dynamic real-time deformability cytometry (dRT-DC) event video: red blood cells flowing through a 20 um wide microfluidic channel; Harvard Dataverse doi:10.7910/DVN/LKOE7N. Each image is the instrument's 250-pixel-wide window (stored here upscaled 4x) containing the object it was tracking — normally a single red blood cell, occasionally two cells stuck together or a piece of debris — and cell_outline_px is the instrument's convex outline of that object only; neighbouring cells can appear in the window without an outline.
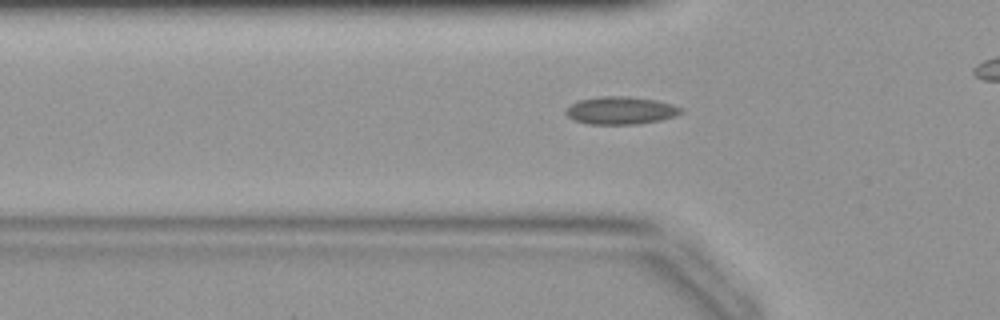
{"species": "common noctule bat (a hibernating species)", "species_latin": "Nyctalus noctula", "temperature_condition": "warm", "stored_images_in_passage": 34, "camera_frame_rate_fps": 3000, "um_per_image_px": 0.085, "animal": {"sex": "female", "body_mass_g": 19.9}, "frame": {"image": 1, "passage_image": 13, "time_ms": 4.0, "image_size_px": [1000, 320], "cell_outline_px": [[684, 112], [676, 116], [660, 120], [640, 124], [588, 124], [572, 120], [564, 112], [572, 104], [580, 100], [600, 96], [628, 96], [656, 100], [672, 104], [680, 108]], "centroid_in_image_um": [52.77, 9.39], "position_along_channel_um": 73.0, "area_um2": 18.61}}
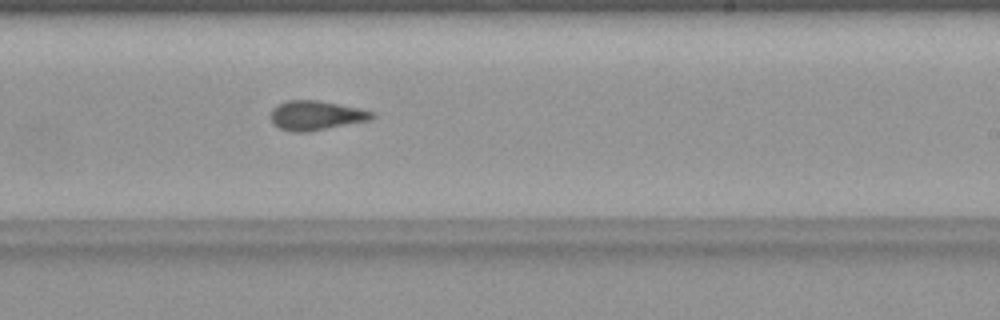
{"frame": {"image": 2, "passage_image": 25, "time_ms": 8.0, "image_size_px": [1000, 320], "cell_outline_px": [[376, 116], [368, 120], [308, 132], [292, 132], [280, 128], [272, 124], [272, 108], [288, 100], [320, 100], [376, 112]], "centroid_in_image_um": [26.86, 9.81], "position_along_channel_um": 262.1, "area_um2": 17.22}}
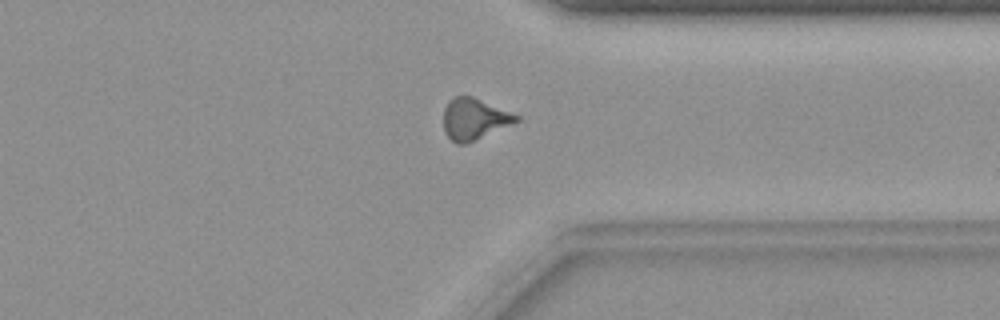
{"frame": {"image": 3, "passage_image": 32, "time_ms": 10.333, "image_size_px": [1000, 320], "cell_outline_px": [[520, 120], [464, 144], [456, 144], [444, 132], [444, 108], [448, 100], [456, 96], [472, 96], [520, 116]], "centroid_in_image_um": [40.27, 10.1], "position_along_channel_um": 371.1, "area_um2": 17.17}}